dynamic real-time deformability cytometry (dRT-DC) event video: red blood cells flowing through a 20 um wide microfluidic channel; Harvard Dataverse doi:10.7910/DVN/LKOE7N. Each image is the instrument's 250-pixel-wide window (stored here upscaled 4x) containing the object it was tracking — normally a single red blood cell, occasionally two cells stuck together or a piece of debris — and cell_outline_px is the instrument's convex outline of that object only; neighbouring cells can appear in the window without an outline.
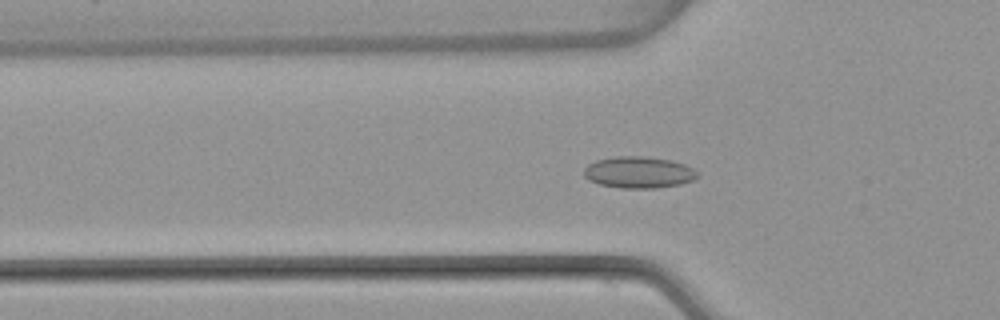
{"species": "common noctule bat (a hibernating species)", "species_latin": "Nyctalus noctula", "temperature_condition": "warm", "stored_images_in_passage": 54, "camera_frame_rate_fps": 3000, "um_per_image_px": 0.085, "animal": {"sex": "female", "body_mass_g": 22.7, "forearm_length_mm": 54.2}, "frame": {"image": 1, "passage_image": 18, "time_ms": 5.667, "image_size_px": [1000, 320], "cell_outline_px": [[700, 176], [692, 180], [680, 184], [656, 188], [620, 188], [600, 184], [588, 180], [584, 176], [584, 168], [588, 164], [596, 160], [616, 156], [644, 156], [672, 160], [684, 164], [692, 168]], "centroid_in_image_um": [54.28, 14.64], "position_along_channel_um": 71.5, "area_um2": 20.92}}
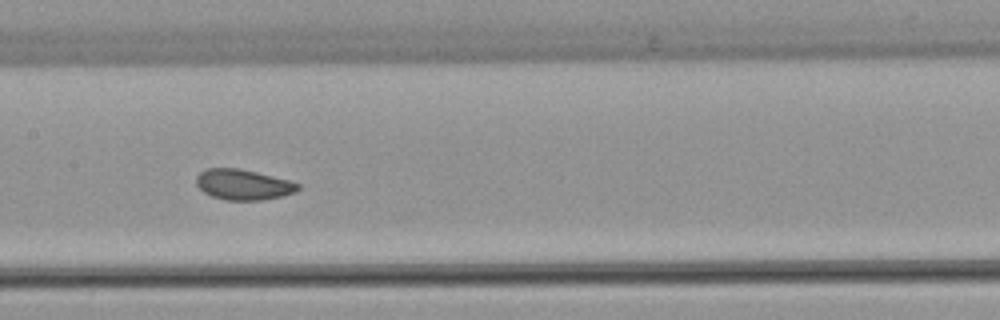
{"frame": {"image": 2, "passage_image": 27, "time_ms": 8.667, "image_size_px": [1000, 320], "cell_outline_px": [[300, 188], [296, 192], [280, 196], [260, 200], [224, 200], [212, 196], [204, 192], [196, 184], [196, 176], [200, 172], [208, 168], [240, 168], [292, 180], [300, 184]], "centroid_in_image_um": [20.7, 15.68], "position_along_channel_um": 186.7, "area_um2": 18.21}}
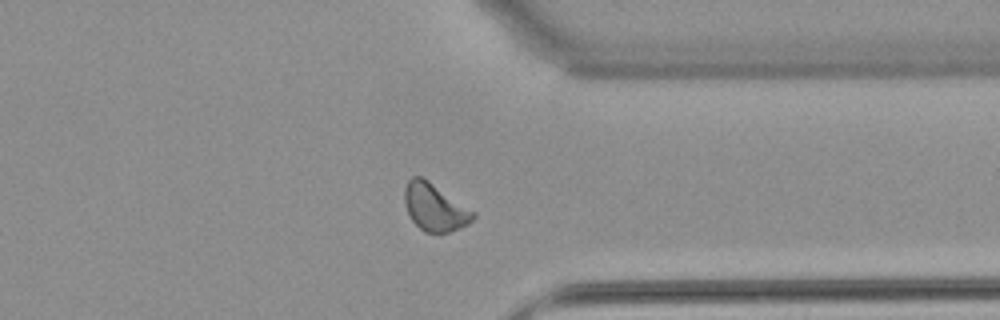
{"frame": {"image": 3, "passage_image": 42, "time_ms": 13.667, "image_size_px": [1000, 320], "cell_outline_px": [[476, 216], [468, 224], [460, 228], [448, 232], [424, 232], [412, 220], [404, 204], [404, 188], [408, 180], [412, 176], [420, 176], [428, 180], [476, 212]], "centroid_in_image_um": [36.95, 17.61], "position_along_channel_um": 374.4, "area_um2": 18.9}, "authors_computed_cell_mechanics": {"area_um2": 18.8428, "velocity_mm_per_s": 3.8224, "shape_relaxation_time_tau1_ms": 6.0046, "shape_relaxation_time_tau2_ms": 0.7373, "deformation_change_tau1": 0.0835, "deformation_change_tau2": 0.0626}}